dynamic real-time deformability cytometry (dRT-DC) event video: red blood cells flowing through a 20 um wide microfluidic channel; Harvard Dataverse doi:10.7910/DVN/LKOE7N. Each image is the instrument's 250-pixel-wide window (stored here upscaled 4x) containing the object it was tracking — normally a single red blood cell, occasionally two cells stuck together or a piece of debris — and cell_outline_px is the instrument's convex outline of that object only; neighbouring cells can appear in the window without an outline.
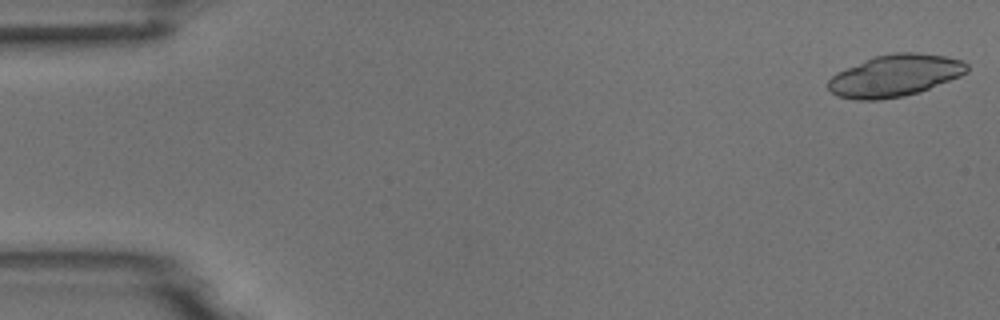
{"species": "common noctule bat (a hibernating species)", "species_latin": "Nyctalus noctula", "temperature_condition": "room temperature", "stored_images_in_passage": 5, "camera_frame_rate_fps": 3000, "um_per_image_px": 0.085, "animal": {"sex": "male", "body_mass_g": 18.8}, "frame": {"image": 1, "passage_image": 1, "time_ms": 0.0, "image_size_px": [1000, 320], "cell_outline_px": [[968, 72], [960, 76], [928, 88], [904, 96], [880, 100], [856, 100], [836, 96], [828, 88], [828, 80], [836, 72], [872, 56], [892, 52], [916, 52], [944, 56], [960, 60], [968, 64]], "centroid_in_image_um": [76.02, 6.42], "position_along_channel_um": 9.0, "area_um2": 33.93}}